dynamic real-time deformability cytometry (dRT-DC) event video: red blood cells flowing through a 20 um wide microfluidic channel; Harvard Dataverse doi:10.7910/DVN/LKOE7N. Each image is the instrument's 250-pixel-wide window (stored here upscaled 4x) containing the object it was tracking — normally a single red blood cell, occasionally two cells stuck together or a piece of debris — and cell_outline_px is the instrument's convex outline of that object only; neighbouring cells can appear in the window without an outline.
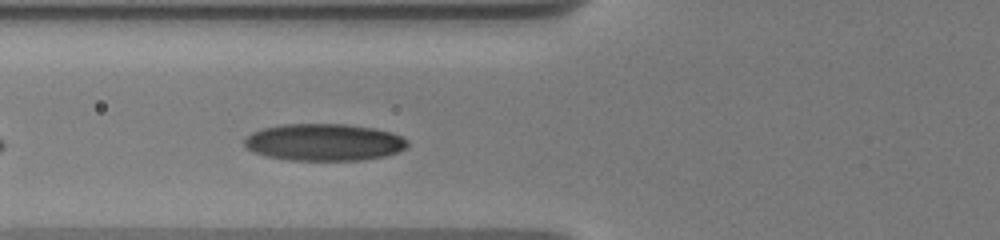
{"species": "human", "species_latin": "Homo sapiens", "temperature_condition": "warm", "stored_images_in_passage": 39, "camera_frame_rate_fps": 3000, "um_per_image_px": 0.085, "donor": {"sex": "male"}, "frame": {"image": 1, "passage_image": 9, "time_ms": 3.0, "image_size_px": [1000, 240], "cell_outline_px": [[408, 144], [404, 148], [396, 152], [384, 156], [360, 160], [288, 160], [268, 156], [252, 152], [244, 148], [244, 140], [252, 132], [264, 128], [284, 124], [348, 124], [372, 128], [392, 132], [408, 140]], "centroid_in_image_um": [27.52, 12.09], "position_along_channel_um": 98.3, "area_um2": 35.14}}
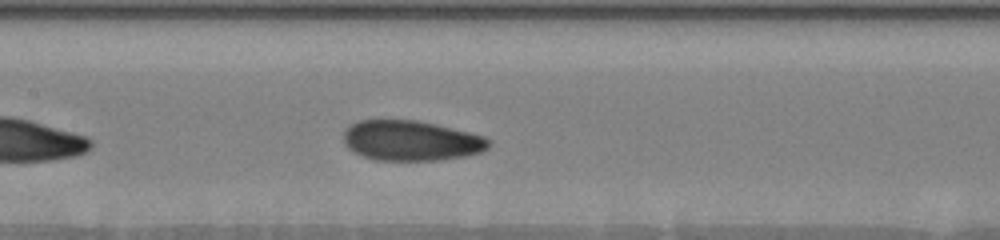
{"frame": {"image": 2, "passage_image": 14, "time_ms": 5.0, "image_size_px": [1000, 240], "cell_outline_px": [[492, 144], [488, 148], [480, 152], [468, 156], [436, 160], [376, 160], [360, 156], [352, 152], [344, 144], [344, 132], [348, 124], [356, 120], [416, 120], [468, 132], [484, 136], [492, 140]], "centroid_in_image_um": [34.91, 11.96], "position_along_channel_um": 172.5, "area_um2": 34.28}}
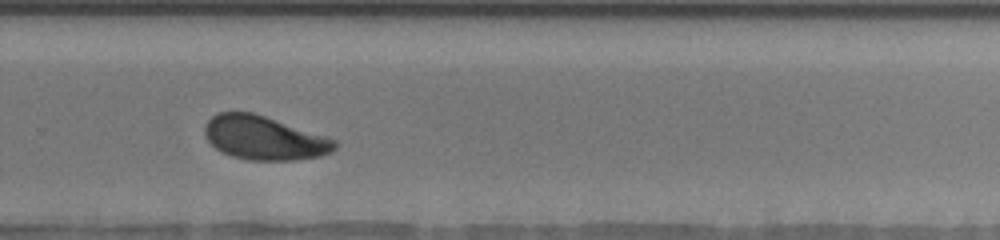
{"frame": {"image": 3, "passage_image": 23, "time_ms": 8.667, "image_size_px": [1000, 240], "cell_outline_px": [[336, 148], [332, 152], [320, 156], [292, 160], [248, 160], [232, 156], [216, 148], [208, 140], [204, 132], [204, 128], [208, 120], [212, 116], [220, 112], [252, 112], [336, 140]], "centroid_in_image_um": [22.43, 11.73], "position_along_channel_um": 307.4, "area_um2": 32.66}, "authors_computed_cell_mechanics": {"area_um2": 33.6974, "velocity_mm_per_s": 3.691, "shape_relaxation_time_tau1_ms": 2.8878, "shape_relaxation_time_tau2_ms": 2.1504, "deformation_change_tau1": 0.1172, "deformation_change_tau2": 0.0756}}